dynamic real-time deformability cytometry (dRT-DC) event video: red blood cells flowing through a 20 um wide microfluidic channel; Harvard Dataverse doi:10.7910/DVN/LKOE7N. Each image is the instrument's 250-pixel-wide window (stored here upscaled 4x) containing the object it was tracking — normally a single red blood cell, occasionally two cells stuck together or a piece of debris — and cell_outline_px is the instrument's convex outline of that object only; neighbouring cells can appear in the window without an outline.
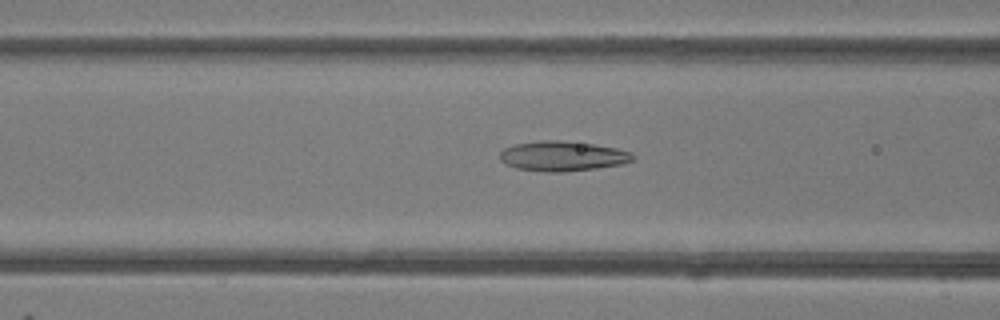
{"species": "common noctule bat (a hibernating species)", "species_latin": "Nyctalus noctula", "temperature_condition": "room temperature", "stored_images_in_passage": 46, "camera_frame_rate_fps": 3000, "um_per_image_px": 0.085, "animal": {"sex": "female"}, "frame": {"image": 1, "passage_image": 17, "time_ms": 5.333, "image_size_px": [1000, 320], "cell_outline_px": [[636, 156], [632, 160], [624, 164], [596, 168], [560, 172], [544, 172], [516, 168], [500, 160], [500, 152], [504, 148], [516, 144], [540, 140], [560, 140], [592, 144], [616, 148], [632, 152]], "centroid_in_image_um": [47.84, 13.27], "position_along_channel_um": 118.8, "area_um2": 23.18}}
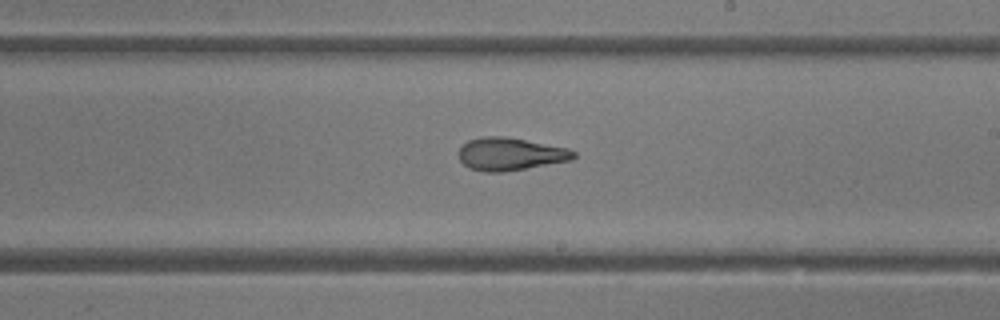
{"frame": {"image": 2, "passage_image": 26, "time_ms": 8.333, "image_size_px": [1000, 320], "cell_outline_px": [[576, 156], [572, 160], [504, 172], [484, 172], [468, 168], [460, 160], [456, 152], [468, 140], [484, 136], [504, 136], [568, 148], [576, 152]], "centroid_in_image_um": [43.34, 13.1], "position_along_channel_um": 245.7, "area_um2": 22.02}}
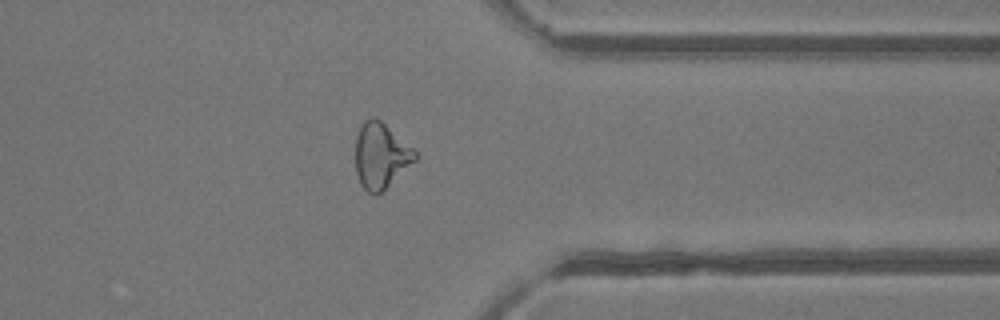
{"frame": {"image": 3, "passage_image": 36, "time_ms": 11.667, "image_size_px": [1000, 320], "cell_outline_px": [[420, 156], [416, 160], [376, 196], [372, 196], [360, 184], [356, 172], [356, 136], [360, 124], [368, 116], [376, 116], [412, 148]], "centroid_in_image_um": [32.34, 13.21], "position_along_channel_um": 379.1, "area_um2": 22.77}, "authors_computed_cell_mechanics": {"area_um2": 23.5535, "velocity_mm_per_s": 4.2306, "shape_relaxation_time_tau1_ms": 9.449, "shape_relaxation_time_tau2_ms": 2.4313, "deformation_change_tau1": 0.2658, "deformation_change_tau2": 0.1098}}